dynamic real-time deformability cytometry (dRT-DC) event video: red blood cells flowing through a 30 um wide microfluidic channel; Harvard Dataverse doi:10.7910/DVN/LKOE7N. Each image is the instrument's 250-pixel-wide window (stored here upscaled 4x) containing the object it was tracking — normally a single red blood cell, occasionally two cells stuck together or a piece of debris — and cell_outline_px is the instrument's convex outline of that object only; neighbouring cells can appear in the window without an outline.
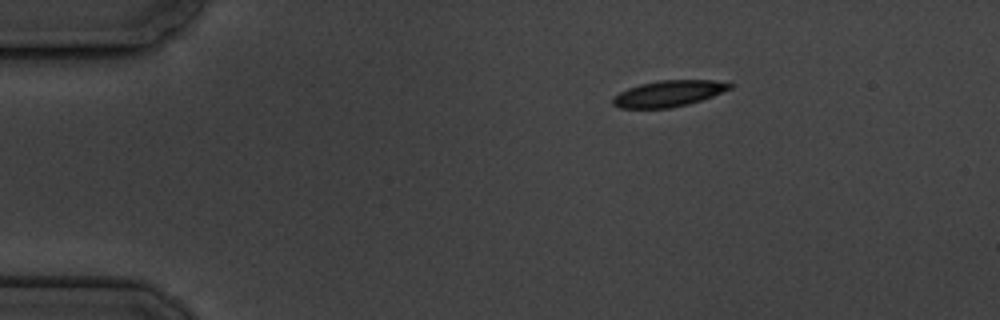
{"species": "common noctule bat (a hibernating species)", "species_latin": "Nyctalus noctula", "temperature_condition": "cold", "stored_images_in_passage": 3, "camera_frame_rate_fps": 3000, "um_per_image_px": 0.085, "animal": {"sex": "male", "body_mass_g": 19.5, "forearm_length_mm": 54.6}, "frame": {"image": 1, "passage_image": 1, "time_ms": 0.0, "image_size_px": [1000, 320], "cell_outline_px": [[736, 84], [732, 88], [712, 96], [688, 104], [668, 108], [620, 108], [612, 104], [612, 96], [628, 88], [640, 84], [660, 80], [712, 80]], "centroid_in_image_um": [56.82, 7.95], "position_along_channel_um": 28.2, "area_um2": 17.8}}